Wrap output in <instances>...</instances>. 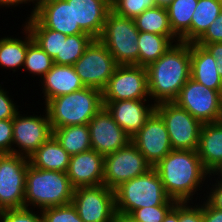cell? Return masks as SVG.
Returning <instances> with one entry per match:
<instances>
[{
  "mask_svg": "<svg viewBox=\"0 0 222 222\" xmlns=\"http://www.w3.org/2000/svg\"><path fill=\"white\" fill-rule=\"evenodd\" d=\"M154 168L166 194L176 202H193L197 191L213 178L203 167L197 150L172 149Z\"/></svg>",
  "mask_w": 222,
  "mask_h": 222,
  "instance_id": "6da1fadb",
  "label": "cell"
},
{
  "mask_svg": "<svg viewBox=\"0 0 222 222\" xmlns=\"http://www.w3.org/2000/svg\"><path fill=\"white\" fill-rule=\"evenodd\" d=\"M150 99L153 103L174 101L190 79V43H174L157 61L147 67Z\"/></svg>",
  "mask_w": 222,
  "mask_h": 222,
  "instance_id": "7a4b0ae2",
  "label": "cell"
},
{
  "mask_svg": "<svg viewBox=\"0 0 222 222\" xmlns=\"http://www.w3.org/2000/svg\"><path fill=\"white\" fill-rule=\"evenodd\" d=\"M73 193L74 188L65 172L42 170L28 165L24 207L41 211L66 205L72 203Z\"/></svg>",
  "mask_w": 222,
  "mask_h": 222,
  "instance_id": "3957f363",
  "label": "cell"
},
{
  "mask_svg": "<svg viewBox=\"0 0 222 222\" xmlns=\"http://www.w3.org/2000/svg\"><path fill=\"white\" fill-rule=\"evenodd\" d=\"M103 106L102 92L90 87L50 99L45 104L52 130L88 124Z\"/></svg>",
  "mask_w": 222,
  "mask_h": 222,
  "instance_id": "277c9868",
  "label": "cell"
},
{
  "mask_svg": "<svg viewBox=\"0 0 222 222\" xmlns=\"http://www.w3.org/2000/svg\"><path fill=\"white\" fill-rule=\"evenodd\" d=\"M114 192L115 209L125 214H131L142 207L163 205L169 199L154 167L146 173L122 183Z\"/></svg>",
  "mask_w": 222,
  "mask_h": 222,
  "instance_id": "5b68a950",
  "label": "cell"
},
{
  "mask_svg": "<svg viewBox=\"0 0 222 222\" xmlns=\"http://www.w3.org/2000/svg\"><path fill=\"white\" fill-rule=\"evenodd\" d=\"M139 34L133 18L119 16L111 10L98 39L107 47L118 65L139 66Z\"/></svg>",
  "mask_w": 222,
  "mask_h": 222,
  "instance_id": "8992f818",
  "label": "cell"
},
{
  "mask_svg": "<svg viewBox=\"0 0 222 222\" xmlns=\"http://www.w3.org/2000/svg\"><path fill=\"white\" fill-rule=\"evenodd\" d=\"M165 122L172 149L197 150L202 123L174 101L156 104Z\"/></svg>",
  "mask_w": 222,
  "mask_h": 222,
  "instance_id": "52a82bcc",
  "label": "cell"
},
{
  "mask_svg": "<svg viewBox=\"0 0 222 222\" xmlns=\"http://www.w3.org/2000/svg\"><path fill=\"white\" fill-rule=\"evenodd\" d=\"M73 66L85 87L102 92L118 64L107 47L99 39H93Z\"/></svg>",
  "mask_w": 222,
  "mask_h": 222,
  "instance_id": "ba28073f",
  "label": "cell"
},
{
  "mask_svg": "<svg viewBox=\"0 0 222 222\" xmlns=\"http://www.w3.org/2000/svg\"><path fill=\"white\" fill-rule=\"evenodd\" d=\"M151 164L130 141L125 147L104 156L103 185L115 190L127 182L149 171Z\"/></svg>",
  "mask_w": 222,
  "mask_h": 222,
  "instance_id": "9c48e42d",
  "label": "cell"
},
{
  "mask_svg": "<svg viewBox=\"0 0 222 222\" xmlns=\"http://www.w3.org/2000/svg\"><path fill=\"white\" fill-rule=\"evenodd\" d=\"M174 102L202 124L222 121L221 93L190 78Z\"/></svg>",
  "mask_w": 222,
  "mask_h": 222,
  "instance_id": "30bf717a",
  "label": "cell"
},
{
  "mask_svg": "<svg viewBox=\"0 0 222 222\" xmlns=\"http://www.w3.org/2000/svg\"><path fill=\"white\" fill-rule=\"evenodd\" d=\"M28 157L0 154V205L4 209L24 207Z\"/></svg>",
  "mask_w": 222,
  "mask_h": 222,
  "instance_id": "8fae6325",
  "label": "cell"
},
{
  "mask_svg": "<svg viewBox=\"0 0 222 222\" xmlns=\"http://www.w3.org/2000/svg\"><path fill=\"white\" fill-rule=\"evenodd\" d=\"M103 101L149 99L147 69L138 65H118L102 91Z\"/></svg>",
  "mask_w": 222,
  "mask_h": 222,
  "instance_id": "7c38bea8",
  "label": "cell"
},
{
  "mask_svg": "<svg viewBox=\"0 0 222 222\" xmlns=\"http://www.w3.org/2000/svg\"><path fill=\"white\" fill-rule=\"evenodd\" d=\"M44 112L39 116L20 114V110L16 113L13 118L12 154L29 157L53 135L46 108Z\"/></svg>",
  "mask_w": 222,
  "mask_h": 222,
  "instance_id": "4fadbf2b",
  "label": "cell"
},
{
  "mask_svg": "<svg viewBox=\"0 0 222 222\" xmlns=\"http://www.w3.org/2000/svg\"><path fill=\"white\" fill-rule=\"evenodd\" d=\"M72 204L83 222H112L115 192L105 185L74 189Z\"/></svg>",
  "mask_w": 222,
  "mask_h": 222,
  "instance_id": "5bb4252c",
  "label": "cell"
},
{
  "mask_svg": "<svg viewBox=\"0 0 222 222\" xmlns=\"http://www.w3.org/2000/svg\"><path fill=\"white\" fill-rule=\"evenodd\" d=\"M131 142L152 167L157 165L172 150L165 122L156 111L131 138Z\"/></svg>",
  "mask_w": 222,
  "mask_h": 222,
  "instance_id": "9a60e30c",
  "label": "cell"
},
{
  "mask_svg": "<svg viewBox=\"0 0 222 222\" xmlns=\"http://www.w3.org/2000/svg\"><path fill=\"white\" fill-rule=\"evenodd\" d=\"M91 148L103 156L125 147L131 138L103 106L88 123Z\"/></svg>",
  "mask_w": 222,
  "mask_h": 222,
  "instance_id": "2e32d148",
  "label": "cell"
},
{
  "mask_svg": "<svg viewBox=\"0 0 222 222\" xmlns=\"http://www.w3.org/2000/svg\"><path fill=\"white\" fill-rule=\"evenodd\" d=\"M147 101L149 100L103 101V104L118 125L132 138L155 111L156 105Z\"/></svg>",
  "mask_w": 222,
  "mask_h": 222,
  "instance_id": "e0dca14e",
  "label": "cell"
},
{
  "mask_svg": "<svg viewBox=\"0 0 222 222\" xmlns=\"http://www.w3.org/2000/svg\"><path fill=\"white\" fill-rule=\"evenodd\" d=\"M66 174L74 189L103 185L104 156L93 149L70 156Z\"/></svg>",
  "mask_w": 222,
  "mask_h": 222,
  "instance_id": "ac0fdd59",
  "label": "cell"
},
{
  "mask_svg": "<svg viewBox=\"0 0 222 222\" xmlns=\"http://www.w3.org/2000/svg\"><path fill=\"white\" fill-rule=\"evenodd\" d=\"M73 6L74 24L92 38L102 33L108 13L112 10L110 0H66Z\"/></svg>",
  "mask_w": 222,
  "mask_h": 222,
  "instance_id": "d6986e66",
  "label": "cell"
},
{
  "mask_svg": "<svg viewBox=\"0 0 222 222\" xmlns=\"http://www.w3.org/2000/svg\"><path fill=\"white\" fill-rule=\"evenodd\" d=\"M40 80L44 105L53 98L79 91L85 86L72 65L53 64L52 68Z\"/></svg>",
  "mask_w": 222,
  "mask_h": 222,
  "instance_id": "ffe728a7",
  "label": "cell"
},
{
  "mask_svg": "<svg viewBox=\"0 0 222 222\" xmlns=\"http://www.w3.org/2000/svg\"><path fill=\"white\" fill-rule=\"evenodd\" d=\"M34 16L48 29L65 35L87 34L74 24L72 4L66 0H56L40 8Z\"/></svg>",
  "mask_w": 222,
  "mask_h": 222,
  "instance_id": "44dd1931",
  "label": "cell"
},
{
  "mask_svg": "<svg viewBox=\"0 0 222 222\" xmlns=\"http://www.w3.org/2000/svg\"><path fill=\"white\" fill-rule=\"evenodd\" d=\"M190 58V78L221 93L222 79L217 71L218 64L211 53L203 46L190 43Z\"/></svg>",
  "mask_w": 222,
  "mask_h": 222,
  "instance_id": "7402d4cb",
  "label": "cell"
},
{
  "mask_svg": "<svg viewBox=\"0 0 222 222\" xmlns=\"http://www.w3.org/2000/svg\"><path fill=\"white\" fill-rule=\"evenodd\" d=\"M197 153L210 174L222 162V121L202 125Z\"/></svg>",
  "mask_w": 222,
  "mask_h": 222,
  "instance_id": "603a6c76",
  "label": "cell"
},
{
  "mask_svg": "<svg viewBox=\"0 0 222 222\" xmlns=\"http://www.w3.org/2000/svg\"><path fill=\"white\" fill-rule=\"evenodd\" d=\"M28 159L29 164L35 168L66 173L70 155L52 135Z\"/></svg>",
  "mask_w": 222,
  "mask_h": 222,
  "instance_id": "cb8c5ba5",
  "label": "cell"
},
{
  "mask_svg": "<svg viewBox=\"0 0 222 222\" xmlns=\"http://www.w3.org/2000/svg\"><path fill=\"white\" fill-rule=\"evenodd\" d=\"M23 29L22 34H26L23 38L21 36L20 38H14L13 36L0 38V67L7 70L11 69L13 73L24 66L28 44L33 40L25 25Z\"/></svg>",
  "mask_w": 222,
  "mask_h": 222,
  "instance_id": "d4e9b609",
  "label": "cell"
},
{
  "mask_svg": "<svg viewBox=\"0 0 222 222\" xmlns=\"http://www.w3.org/2000/svg\"><path fill=\"white\" fill-rule=\"evenodd\" d=\"M198 0H174L167 8L173 33L181 42L191 43V19Z\"/></svg>",
  "mask_w": 222,
  "mask_h": 222,
  "instance_id": "484cf974",
  "label": "cell"
},
{
  "mask_svg": "<svg viewBox=\"0 0 222 222\" xmlns=\"http://www.w3.org/2000/svg\"><path fill=\"white\" fill-rule=\"evenodd\" d=\"M177 42H180L177 36L140 32L137 41L139 47V66L147 67L152 62L157 61Z\"/></svg>",
  "mask_w": 222,
  "mask_h": 222,
  "instance_id": "4316f807",
  "label": "cell"
},
{
  "mask_svg": "<svg viewBox=\"0 0 222 222\" xmlns=\"http://www.w3.org/2000/svg\"><path fill=\"white\" fill-rule=\"evenodd\" d=\"M24 24L33 40L53 59L55 64L61 58L62 33L46 28L34 15L27 17Z\"/></svg>",
  "mask_w": 222,
  "mask_h": 222,
  "instance_id": "83f0119b",
  "label": "cell"
},
{
  "mask_svg": "<svg viewBox=\"0 0 222 222\" xmlns=\"http://www.w3.org/2000/svg\"><path fill=\"white\" fill-rule=\"evenodd\" d=\"M53 136L70 156L92 149L88 124L54 128Z\"/></svg>",
  "mask_w": 222,
  "mask_h": 222,
  "instance_id": "f1b7e54d",
  "label": "cell"
},
{
  "mask_svg": "<svg viewBox=\"0 0 222 222\" xmlns=\"http://www.w3.org/2000/svg\"><path fill=\"white\" fill-rule=\"evenodd\" d=\"M222 11V0H198L191 19V43H195Z\"/></svg>",
  "mask_w": 222,
  "mask_h": 222,
  "instance_id": "f546056e",
  "label": "cell"
},
{
  "mask_svg": "<svg viewBox=\"0 0 222 222\" xmlns=\"http://www.w3.org/2000/svg\"><path fill=\"white\" fill-rule=\"evenodd\" d=\"M134 22L139 32L176 36L170 27L167 8L146 9L134 18Z\"/></svg>",
  "mask_w": 222,
  "mask_h": 222,
  "instance_id": "4dcf8cb0",
  "label": "cell"
},
{
  "mask_svg": "<svg viewBox=\"0 0 222 222\" xmlns=\"http://www.w3.org/2000/svg\"><path fill=\"white\" fill-rule=\"evenodd\" d=\"M93 39L89 34L67 36L62 33L61 58L55 64L73 66Z\"/></svg>",
  "mask_w": 222,
  "mask_h": 222,
  "instance_id": "1f68e13d",
  "label": "cell"
},
{
  "mask_svg": "<svg viewBox=\"0 0 222 222\" xmlns=\"http://www.w3.org/2000/svg\"><path fill=\"white\" fill-rule=\"evenodd\" d=\"M53 59L34 41L28 44L23 70L42 78L53 66Z\"/></svg>",
  "mask_w": 222,
  "mask_h": 222,
  "instance_id": "d6a6232c",
  "label": "cell"
},
{
  "mask_svg": "<svg viewBox=\"0 0 222 222\" xmlns=\"http://www.w3.org/2000/svg\"><path fill=\"white\" fill-rule=\"evenodd\" d=\"M111 7L117 15L134 19L144 10L154 8L155 2L154 0H114Z\"/></svg>",
  "mask_w": 222,
  "mask_h": 222,
  "instance_id": "836d02e7",
  "label": "cell"
},
{
  "mask_svg": "<svg viewBox=\"0 0 222 222\" xmlns=\"http://www.w3.org/2000/svg\"><path fill=\"white\" fill-rule=\"evenodd\" d=\"M175 204L176 201L169 198L163 205L142 207L134 210L130 215L137 222H162Z\"/></svg>",
  "mask_w": 222,
  "mask_h": 222,
  "instance_id": "e575fe53",
  "label": "cell"
},
{
  "mask_svg": "<svg viewBox=\"0 0 222 222\" xmlns=\"http://www.w3.org/2000/svg\"><path fill=\"white\" fill-rule=\"evenodd\" d=\"M43 222H83L72 203L41 210Z\"/></svg>",
  "mask_w": 222,
  "mask_h": 222,
  "instance_id": "d590c367",
  "label": "cell"
},
{
  "mask_svg": "<svg viewBox=\"0 0 222 222\" xmlns=\"http://www.w3.org/2000/svg\"><path fill=\"white\" fill-rule=\"evenodd\" d=\"M39 213V214H38ZM2 222H43L41 211L32 208L5 209Z\"/></svg>",
  "mask_w": 222,
  "mask_h": 222,
  "instance_id": "8d00e7d4",
  "label": "cell"
},
{
  "mask_svg": "<svg viewBox=\"0 0 222 222\" xmlns=\"http://www.w3.org/2000/svg\"><path fill=\"white\" fill-rule=\"evenodd\" d=\"M179 202V222H203V203ZM197 204V205H196Z\"/></svg>",
  "mask_w": 222,
  "mask_h": 222,
  "instance_id": "74e56055",
  "label": "cell"
},
{
  "mask_svg": "<svg viewBox=\"0 0 222 222\" xmlns=\"http://www.w3.org/2000/svg\"><path fill=\"white\" fill-rule=\"evenodd\" d=\"M13 119L0 120V154L12 153Z\"/></svg>",
  "mask_w": 222,
  "mask_h": 222,
  "instance_id": "f35d334b",
  "label": "cell"
},
{
  "mask_svg": "<svg viewBox=\"0 0 222 222\" xmlns=\"http://www.w3.org/2000/svg\"><path fill=\"white\" fill-rule=\"evenodd\" d=\"M8 94L9 92L5 88L3 89L0 84V120L13 119L21 107L16 105L17 103Z\"/></svg>",
  "mask_w": 222,
  "mask_h": 222,
  "instance_id": "ab89813d",
  "label": "cell"
},
{
  "mask_svg": "<svg viewBox=\"0 0 222 222\" xmlns=\"http://www.w3.org/2000/svg\"><path fill=\"white\" fill-rule=\"evenodd\" d=\"M222 42V11L195 43Z\"/></svg>",
  "mask_w": 222,
  "mask_h": 222,
  "instance_id": "60d3db41",
  "label": "cell"
},
{
  "mask_svg": "<svg viewBox=\"0 0 222 222\" xmlns=\"http://www.w3.org/2000/svg\"><path fill=\"white\" fill-rule=\"evenodd\" d=\"M213 181H215L213 183ZM212 184L211 182H209V185H211L212 187H210L207 183V190L210 189V191H207L206 193L208 194H204L206 195L205 198L213 207L222 210V181L213 179Z\"/></svg>",
  "mask_w": 222,
  "mask_h": 222,
  "instance_id": "b9f144b4",
  "label": "cell"
},
{
  "mask_svg": "<svg viewBox=\"0 0 222 222\" xmlns=\"http://www.w3.org/2000/svg\"><path fill=\"white\" fill-rule=\"evenodd\" d=\"M196 44L205 47L215 58L216 63L218 64L217 71L222 79V42Z\"/></svg>",
  "mask_w": 222,
  "mask_h": 222,
  "instance_id": "7bdbcfd3",
  "label": "cell"
},
{
  "mask_svg": "<svg viewBox=\"0 0 222 222\" xmlns=\"http://www.w3.org/2000/svg\"><path fill=\"white\" fill-rule=\"evenodd\" d=\"M203 222H222V210L213 207L203 199Z\"/></svg>",
  "mask_w": 222,
  "mask_h": 222,
  "instance_id": "ee69618b",
  "label": "cell"
},
{
  "mask_svg": "<svg viewBox=\"0 0 222 222\" xmlns=\"http://www.w3.org/2000/svg\"><path fill=\"white\" fill-rule=\"evenodd\" d=\"M162 222H179V202L167 213Z\"/></svg>",
  "mask_w": 222,
  "mask_h": 222,
  "instance_id": "f6af8a7d",
  "label": "cell"
},
{
  "mask_svg": "<svg viewBox=\"0 0 222 222\" xmlns=\"http://www.w3.org/2000/svg\"><path fill=\"white\" fill-rule=\"evenodd\" d=\"M112 222H137L130 214L115 211Z\"/></svg>",
  "mask_w": 222,
  "mask_h": 222,
  "instance_id": "bcb514c9",
  "label": "cell"
},
{
  "mask_svg": "<svg viewBox=\"0 0 222 222\" xmlns=\"http://www.w3.org/2000/svg\"><path fill=\"white\" fill-rule=\"evenodd\" d=\"M56 0H28V5L34 4L33 9L31 10V14L29 16H33L40 8H42L44 5L54 2ZM30 3V4H29Z\"/></svg>",
  "mask_w": 222,
  "mask_h": 222,
  "instance_id": "7dc6e473",
  "label": "cell"
},
{
  "mask_svg": "<svg viewBox=\"0 0 222 222\" xmlns=\"http://www.w3.org/2000/svg\"><path fill=\"white\" fill-rule=\"evenodd\" d=\"M19 4H28V0H0V6L10 8V7H16L19 6ZM15 5V6H14Z\"/></svg>",
  "mask_w": 222,
  "mask_h": 222,
  "instance_id": "c3c4849f",
  "label": "cell"
},
{
  "mask_svg": "<svg viewBox=\"0 0 222 222\" xmlns=\"http://www.w3.org/2000/svg\"><path fill=\"white\" fill-rule=\"evenodd\" d=\"M212 176H219L215 179L222 181V162L215 168V170L211 173Z\"/></svg>",
  "mask_w": 222,
  "mask_h": 222,
  "instance_id": "681fc988",
  "label": "cell"
},
{
  "mask_svg": "<svg viewBox=\"0 0 222 222\" xmlns=\"http://www.w3.org/2000/svg\"><path fill=\"white\" fill-rule=\"evenodd\" d=\"M174 0H154L155 6L157 7H163L168 8V6L173 2Z\"/></svg>",
  "mask_w": 222,
  "mask_h": 222,
  "instance_id": "f907efd6",
  "label": "cell"
},
{
  "mask_svg": "<svg viewBox=\"0 0 222 222\" xmlns=\"http://www.w3.org/2000/svg\"><path fill=\"white\" fill-rule=\"evenodd\" d=\"M4 212H5V209L0 205V222H2Z\"/></svg>",
  "mask_w": 222,
  "mask_h": 222,
  "instance_id": "816d5d0a",
  "label": "cell"
}]
</instances>
